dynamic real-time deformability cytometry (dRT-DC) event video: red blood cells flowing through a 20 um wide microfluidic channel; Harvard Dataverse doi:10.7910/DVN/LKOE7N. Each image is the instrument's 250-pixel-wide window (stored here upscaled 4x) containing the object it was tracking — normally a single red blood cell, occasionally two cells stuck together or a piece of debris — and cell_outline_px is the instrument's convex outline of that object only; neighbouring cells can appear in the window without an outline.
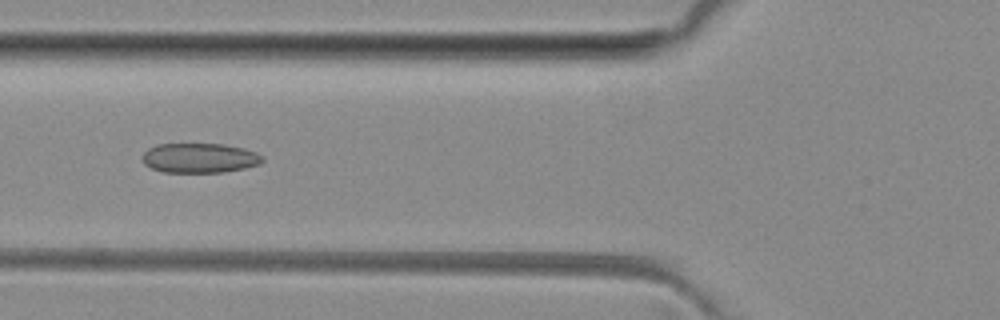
{"species": "common noctule bat (a hibernating species)", "species_latin": "Nyctalus noctula", "temperature_condition": "room temperature", "stored_images_in_passage": 2, "camera_frame_rate_fps": 3000, "um_per_image_px": 0.085, "animal": {"sex": "female", "body_mass_g": 29.2, "forearm_length_mm": 56.3}, "frame": {"image": 1, "passage_image": 2, "time_ms": 1.0, "image_size_px": [1000, 320], "cell_outline_px": [[264, 160], [260, 164], [244, 168], [224, 172], [164, 172], [152, 168], [144, 164], [140, 156], [148, 148], [156, 144], [224, 144], [244, 148], [256, 152], [264, 156]], "centroid_in_image_um": [16.96, 13.42], "position_along_channel_um": 108.8, "area_um2": 20.98}}